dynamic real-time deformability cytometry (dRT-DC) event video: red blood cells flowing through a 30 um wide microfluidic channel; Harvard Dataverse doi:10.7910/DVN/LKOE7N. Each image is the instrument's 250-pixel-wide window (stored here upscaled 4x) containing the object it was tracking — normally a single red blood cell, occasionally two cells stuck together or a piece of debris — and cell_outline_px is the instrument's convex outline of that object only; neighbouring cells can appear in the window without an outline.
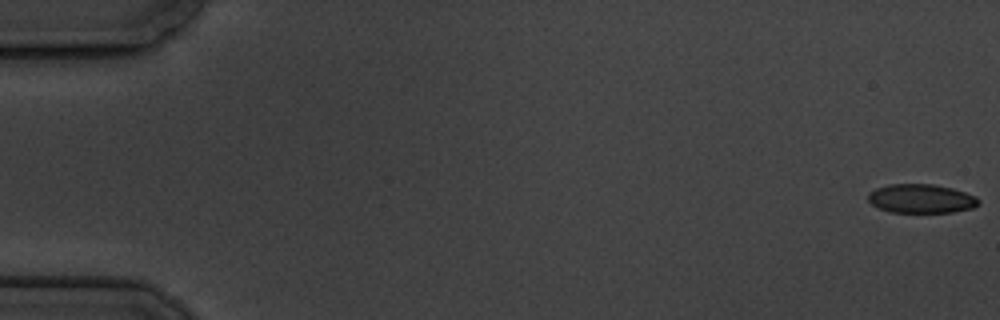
{"species": "common noctule bat (a hibernating species)", "species_latin": "Nyctalus noctula", "temperature_condition": "cold", "stored_images_in_passage": 6, "camera_frame_rate_fps": 3000, "um_per_image_px": 0.085, "animal": {"sex": "male", "body_mass_g": 19.5, "forearm_length_mm": 54.6}, "frame": {"image": 1, "passage_image": 1, "time_ms": 0.0, "image_size_px": [1000, 320], "cell_outline_px": [[980, 204], [972, 208], [952, 212], [888, 212], [872, 204], [868, 200], [868, 192], [876, 188], [888, 184], [932, 184], [952, 188], [976, 196], [980, 200]], "centroid_in_image_um": [78.3, 16.88], "position_along_channel_um": 6.7, "area_um2": 18.67}}
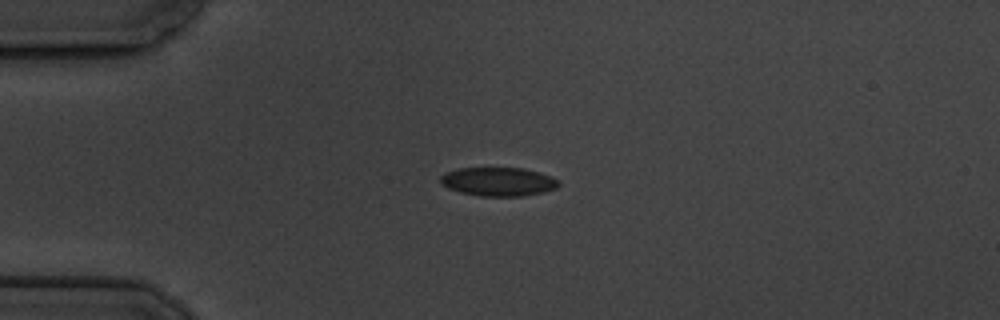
{"frame": {"image": 2, "passage_image": 5, "time_ms": 4.667, "image_size_px": [1000, 320], "cell_outline_px": [[560, 184], [556, 188], [544, 192], [524, 196], [480, 196], [460, 192], [448, 188], [440, 184], [440, 176], [444, 172], [456, 168], [524, 168], [552, 176]], "centroid_in_image_um": [42.32, 15.44], "position_along_channel_um": 42.7, "area_um2": 19.94}}